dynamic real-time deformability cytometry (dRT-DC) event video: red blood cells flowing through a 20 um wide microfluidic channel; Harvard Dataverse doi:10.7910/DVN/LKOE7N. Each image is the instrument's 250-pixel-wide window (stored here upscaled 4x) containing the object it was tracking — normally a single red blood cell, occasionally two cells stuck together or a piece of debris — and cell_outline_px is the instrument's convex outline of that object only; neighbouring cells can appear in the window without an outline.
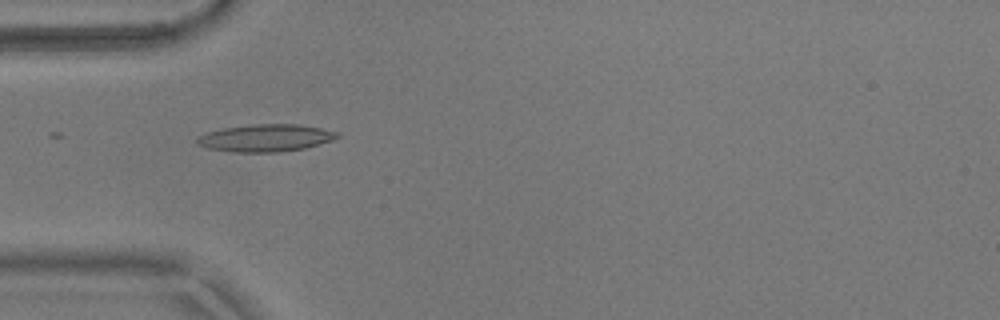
{"species": "common noctule bat (a hibernating species)", "species_latin": "Nyctalus noctula", "temperature_condition": "warm", "stored_images_in_passage": 23, "camera_frame_rate_fps": 3000, "um_per_image_px": 0.085, "animal": {"sex": "male", "body_mass_g": 17.9}, "frame": {"image": 1, "passage_image": 1, "time_ms": 0.0, "image_size_px": [1000, 320], "cell_outline_px": [[340, 136], [332, 140], [304, 148], [280, 152], [236, 152], [208, 148], [200, 144], [196, 140], [200, 136], [208, 132], [224, 128], [252, 124], [296, 124], [320, 128], [340, 132]], "centroid_in_image_um": [22.62, 11.72], "position_along_channel_um": 62.4, "area_um2": 22.02}}
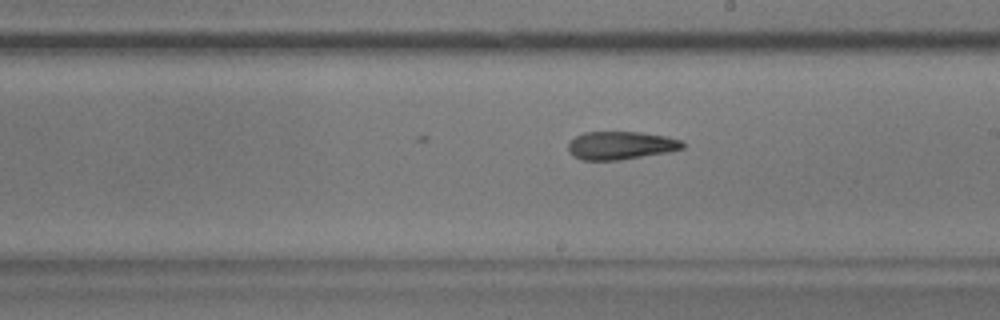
{"frame": {"image": 2, "passage_image": 15, "time_ms": 4.667, "image_size_px": [1000, 320], "cell_outline_px": [[684, 148], [668, 152], [620, 160], [580, 160], [572, 156], [568, 152], [568, 144], [576, 136], [584, 132], [640, 132], [668, 136], [680, 140], [684, 144]], "centroid_in_image_um": [52.75, 12.36], "position_along_channel_um": 236.3, "area_um2": 18.84}}
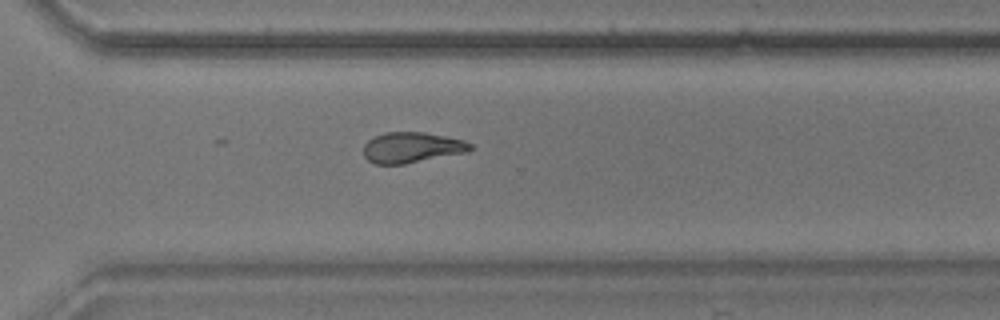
{"frame": {"image": 3, "passage_image": 23, "time_ms": 7.333, "image_size_px": [1000, 320], "cell_outline_px": [[472, 148], [468, 152], [404, 164], [376, 164], [368, 160], [364, 156], [364, 144], [368, 140], [384, 132], [424, 132], [464, 140], [472, 144]], "centroid_in_image_um": [35.01, 12.54], "position_along_channel_um": 335.6, "area_um2": 19.02}}